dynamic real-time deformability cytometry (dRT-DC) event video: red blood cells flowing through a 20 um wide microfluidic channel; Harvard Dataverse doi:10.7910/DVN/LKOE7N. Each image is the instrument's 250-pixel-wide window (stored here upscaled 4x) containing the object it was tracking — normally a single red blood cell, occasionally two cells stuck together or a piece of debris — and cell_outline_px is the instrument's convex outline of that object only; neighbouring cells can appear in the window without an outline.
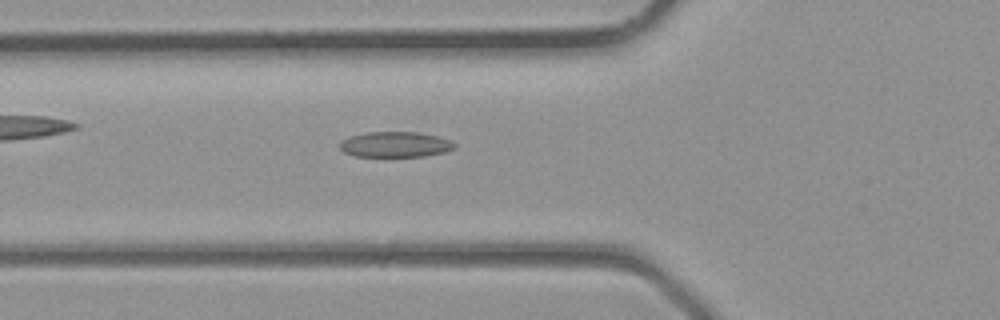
{"species": "common noctule bat (a hibernating species)", "species_latin": "Nyctalus noctula", "temperature_condition": "room temperature", "stored_images_in_passage": 5, "camera_frame_rate_fps": 3000, "um_per_image_px": 0.085, "animal": {"sex": "male", "body_mass_g": 23.1, "forearm_length_mm": 52.7}, "frame": {"image": 1, "passage_image": 5, "time_ms": 1.333, "image_size_px": [1000, 320], "cell_outline_px": [[456, 148], [444, 152], [424, 156], [352, 156], [344, 152], [340, 148], [340, 140], [348, 136], [364, 132], [416, 132], [436, 136], [452, 140], [456, 144]], "centroid_in_image_um": [33.57, 12.27], "position_along_channel_um": 92.2, "area_um2": 17.17}}